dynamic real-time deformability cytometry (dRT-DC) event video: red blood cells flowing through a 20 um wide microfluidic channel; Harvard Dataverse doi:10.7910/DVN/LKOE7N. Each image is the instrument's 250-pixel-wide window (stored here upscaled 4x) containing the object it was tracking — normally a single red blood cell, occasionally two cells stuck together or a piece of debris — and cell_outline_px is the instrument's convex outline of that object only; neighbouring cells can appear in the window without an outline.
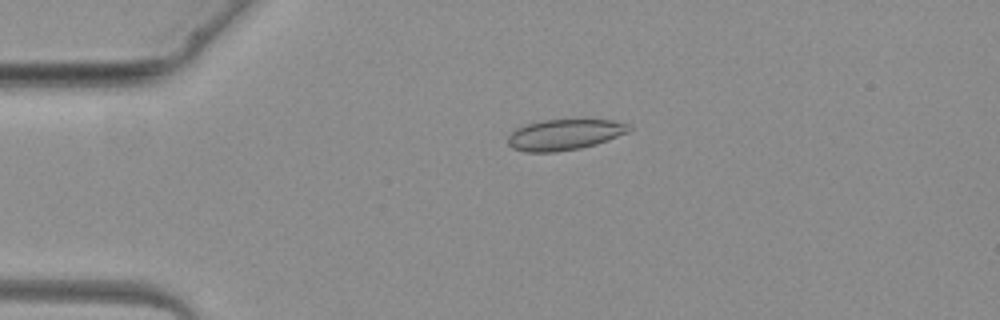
{"species": "common noctule bat (a hibernating species)", "species_latin": "Nyctalus noctula", "temperature_condition": "warm", "stored_images_in_passage": 4, "camera_frame_rate_fps": 3000, "um_per_image_px": 0.085, "animal": {"sex": "female", "body_mass_g": 19.3, "forearm_length_mm": 54.1}, "frame": {"image": 1, "passage_image": 2, "time_ms": 1.0, "image_size_px": [1000, 320], "cell_outline_px": [[632, 128], [628, 132], [608, 140], [596, 144], [580, 148], [556, 152], [524, 152], [512, 148], [508, 144], [508, 136], [516, 128], [524, 124], [544, 120], [576, 116], [612, 120], [628, 124]], "centroid_in_image_um": [48.0, 11.39], "position_along_channel_um": 37.0, "area_um2": 22.72}}
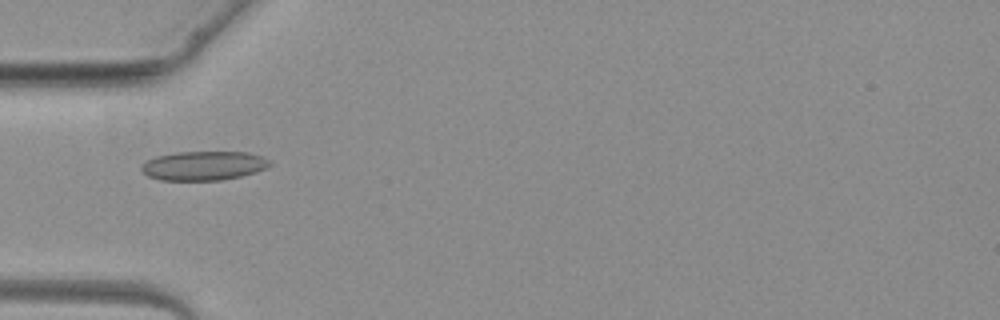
{"frame": {"image": 2, "passage_image": 3, "time_ms": 2.333, "image_size_px": [1000, 320], "cell_outline_px": [[272, 164], [268, 168], [256, 172], [240, 176], [220, 180], [160, 180], [148, 176], [140, 168], [140, 164], [144, 160], [156, 156], [176, 152], [248, 152], [264, 156], [272, 160]], "centroid_in_image_um": [17.33, 14.07], "position_along_channel_um": 67.7, "area_um2": 22.14}}
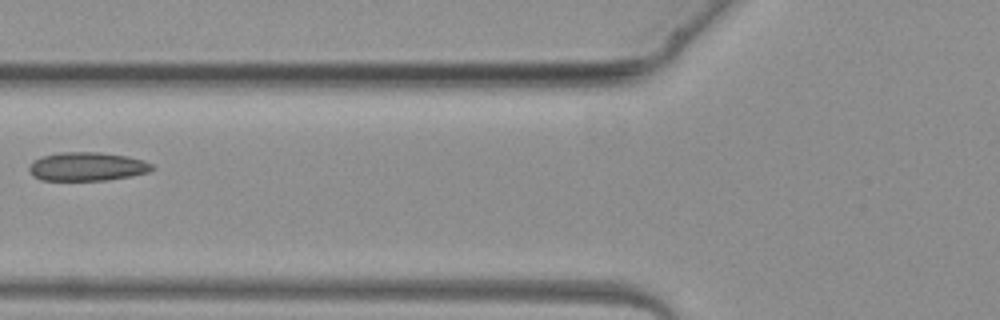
{"frame": {"image": 3, "passage_image": 4, "time_ms": 3.333, "image_size_px": [1000, 320], "cell_outline_px": [[156, 168], [148, 172], [132, 176], [108, 180], [40, 180], [32, 176], [28, 168], [32, 160], [40, 156], [60, 152], [100, 152], [128, 156], [144, 160], [152, 164]], "centroid_in_image_um": [7.4, 14.15], "position_along_channel_um": 118.4, "area_um2": 20.87}}